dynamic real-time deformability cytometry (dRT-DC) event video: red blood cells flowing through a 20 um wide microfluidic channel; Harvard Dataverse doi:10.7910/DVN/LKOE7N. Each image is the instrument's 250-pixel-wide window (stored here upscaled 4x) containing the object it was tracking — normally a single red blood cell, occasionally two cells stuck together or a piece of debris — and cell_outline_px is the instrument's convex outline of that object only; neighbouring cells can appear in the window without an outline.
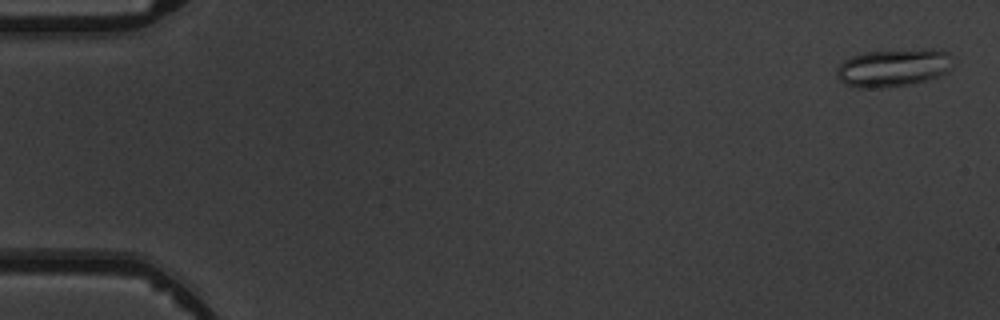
{"species": "common noctule bat (a hibernating species)", "species_latin": "Nyctalus noctula", "temperature_condition": "warm", "stored_images_in_passage": 3, "camera_frame_rate_fps": 3000, "um_per_image_px": 0.085, "animal": {"sex": "male", "body_mass_g": 19.5, "forearm_length_mm": 54.6}, "frame": {"image": 1, "passage_image": 1, "time_ms": 0.0, "image_size_px": [1000, 320], "cell_outline_px": [[948, 72], [940, 76], [908, 84], [884, 88], [856, 88], [844, 84], [836, 76], [836, 68], [844, 60], [852, 56], [864, 52], [928, 48], [932, 48], [948, 52]], "centroid_in_image_um": [75.85, 5.76], "position_along_channel_um": 9.1, "area_um2": 25.55}}